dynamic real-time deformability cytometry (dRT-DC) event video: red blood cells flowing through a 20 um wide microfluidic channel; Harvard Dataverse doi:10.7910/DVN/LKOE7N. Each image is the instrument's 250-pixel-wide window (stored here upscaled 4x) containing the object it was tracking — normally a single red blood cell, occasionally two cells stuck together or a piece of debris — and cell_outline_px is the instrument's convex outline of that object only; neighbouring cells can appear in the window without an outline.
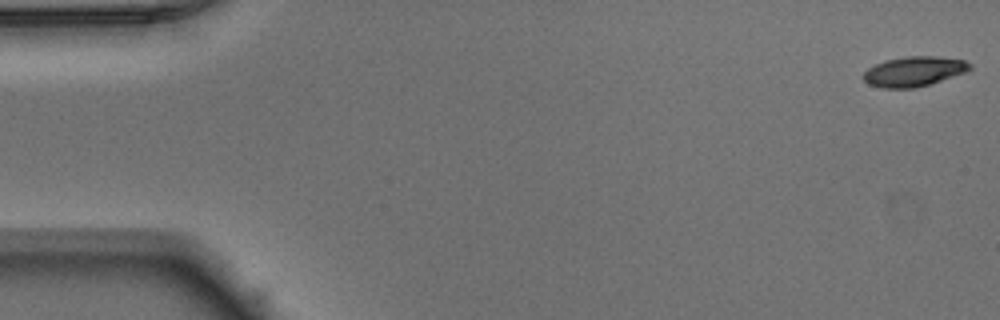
{"species": "Egyptian fruit bat (a non-hibernating species)", "species_latin": "Rousettus aegyptiacus", "temperature_condition": "warm", "stored_images_in_passage": 51, "camera_frame_rate_fps": 3000, "um_per_image_px": 0.085, "animal": {"sex": "male"}, "frame": {"image": 1, "passage_image": 1, "time_ms": 0.0, "image_size_px": [1000, 320], "cell_outline_px": [[972, 68], [964, 72], [916, 88], [880, 88], [868, 84], [864, 80], [864, 72], [868, 68], [876, 64], [888, 60], [908, 56], [936, 56], [964, 60], [972, 64]], "centroid_in_image_um": [77.67, 6.07], "position_along_channel_um": 7.3, "area_um2": 18.26}}
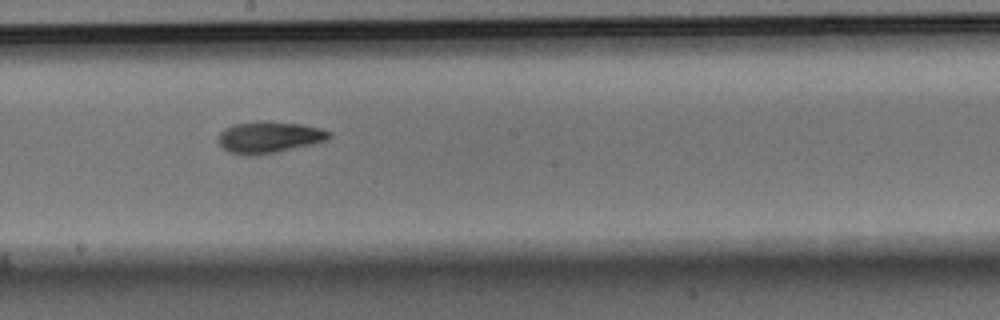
{"frame": {"image": 2, "passage_image": 28, "time_ms": 9.0, "image_size_px": [1000, 320], "cell_outline_px": [[332, 136], [328, 140], [312, 144], [276, 152], [248, 156], [228, 152], [220, 148], [216, 140], [220, 132], [224, 128], [232, 124], [256, 120], [268, 120], [300, 124], [320, 128], [332, 132]], "centroid_in_image_um": [22.82, 11.65], "position_along_channel_um": 225.4, "area_um2": 20.92}}
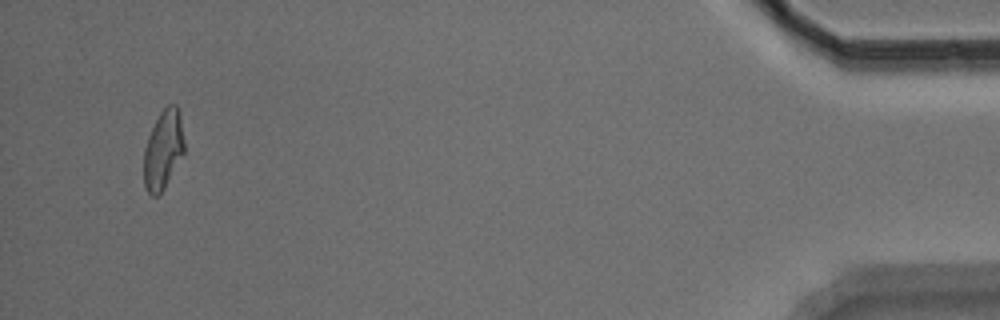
{"frame": {"image": 3, "passage_image": 49, "time_ms": 16.0, "image_size_px": [1000, 320], "cell_outline_px": [[184, 152], [164, 188], [156, 196], [152, 196], [144, 188], [144, 148], [148, 136], [160, 112], [168, 104], [176, 104], [180, 112], [184, 140]], "centroid_in_image_um": [13.87, 12.7], "position_along_channel_um": 421.3, "area_um2": 18.55}, "authors_computed_cell_mechanics": {"area_um2": 19.1896, "velocity_mm_per_s": 3.9463, "shape_relaxation_time_tau1_ms": 5.1609, "shape_relaxation_time_tau2_ms": 2.5591, "deformation_change_tau1": 0.1746, "deformation_change_tau2": 0.0906}}